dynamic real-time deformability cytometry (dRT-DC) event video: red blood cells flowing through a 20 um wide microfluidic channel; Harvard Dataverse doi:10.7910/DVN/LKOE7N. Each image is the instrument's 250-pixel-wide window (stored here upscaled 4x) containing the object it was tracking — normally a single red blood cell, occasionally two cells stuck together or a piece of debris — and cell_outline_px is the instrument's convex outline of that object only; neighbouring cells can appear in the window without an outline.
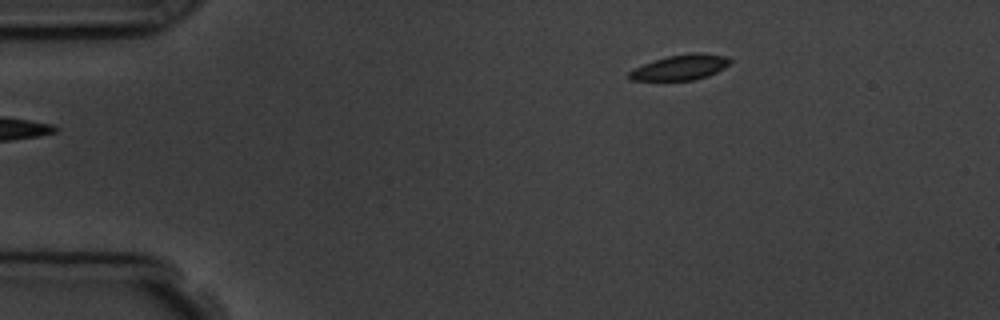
{"species": "common noctule bat (a hibernating species)", "species_latin": "Nyctalus noctula", "temperature_condition": "room temperature", "stored_images_in_passage": 3, "camera_frame_rate_fps": 3000, "um_per_image_px": 0.085, "animal": {"sex": "male", "body_mass_g": 19.5, "forearm_length_mm": 54.6}, "frame": {"image": 1, "passage_image": 1, "time_ms": 0.0, "image_size_px": [1000, 320], "cell_outline_px": [[732, 60], [724, 68], [708, 76], [692, 80], [628, 80], [628, 72], [644, 64], [668, 56], [692, 52], [700, 52], [728, 56]], "centroid_in_image_um": [57.86, 5.72], "position_along_channel_um": 27.1, "area_um2": 14.8}}